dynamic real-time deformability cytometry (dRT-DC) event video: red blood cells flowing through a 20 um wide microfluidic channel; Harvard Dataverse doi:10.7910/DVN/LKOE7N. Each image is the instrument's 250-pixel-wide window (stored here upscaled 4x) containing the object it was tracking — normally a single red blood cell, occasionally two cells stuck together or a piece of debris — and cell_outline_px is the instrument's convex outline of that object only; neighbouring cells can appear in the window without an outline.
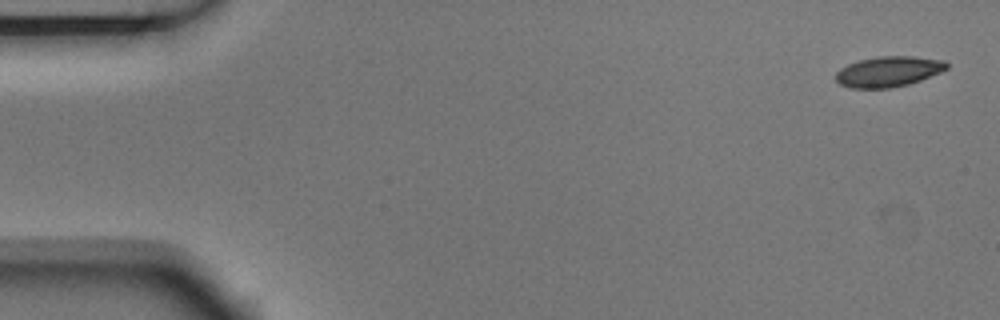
{"species": "Egyptian fruit bat (a non-hibernating species)", "species_latin": "Rousettus aegyptiacus", "temperature_condition": "room temperature", "stored_images_in_passage": 8, "camera_frame_rate_fps": 3000, "um_per_image_px": 0.085, "animal": {"sex": "male"}, "frame": {"image": 1, "passage_image": 1, "time_ms": 0.0, "image_size_px": [1000, 320], "cell_outline_px": [[948, 68], [940, 72], [920, 80], [908, 84], [888, 88], [852, 88], [840, 84], [836, 80], [836, 72], [840, 68], [848, 64], [860, 60], [880, 56], [912, 56], [944, 60], [948, 64]], "centroid_in_image_um": [75.51, 6.08], "position_along_channel_um": 9.5, "area_um2": 19.54}}
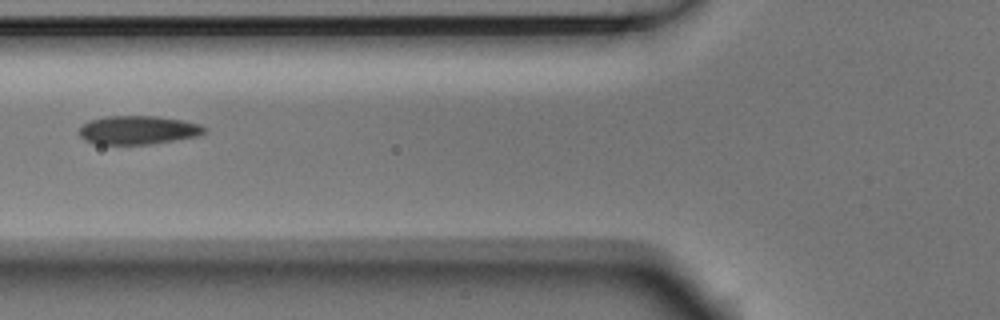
{"frame": {"image": 2, "passage_image": 5, "time_ms": 1.333, "image_size_px": [1000, 320], "cell_outline_px": [[208, 128], [204, 132], [196, 136], [148, 144], [96, 144], [84, 140], [80, 136], [80, 128], [88, 120], [108, 116], [156, 116], [184, 120], [200, 124]], "centroid_in_image_um": [11.72, 11.04], "position_along_channel_um": 114.1, "area_um2": 20.75}}
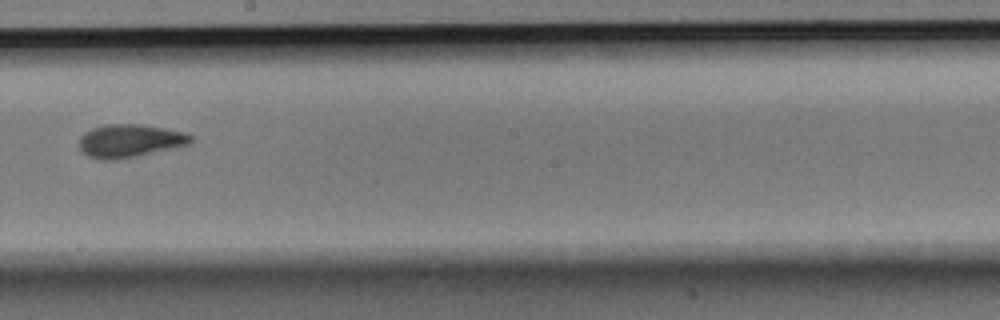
{"frame": {"image": 3, "passage_image": 8, "time_ms": 2.333, "image_size_px": [1000, 320], "cell_outline_px": [[192, 140], [188, 144], [172, 148], [136, 156], [116, 160], [96, 160], [88, 156], [80, 148], [80, 136], [84, 132], [92, 128], [108, 124], [140, 124], [164, 128], [184, 132], [192, 136]], "centroid_in_image_um": [11.0, 11.97], "position_along_channel_um": 237.2, "area_um2": 21.39}}